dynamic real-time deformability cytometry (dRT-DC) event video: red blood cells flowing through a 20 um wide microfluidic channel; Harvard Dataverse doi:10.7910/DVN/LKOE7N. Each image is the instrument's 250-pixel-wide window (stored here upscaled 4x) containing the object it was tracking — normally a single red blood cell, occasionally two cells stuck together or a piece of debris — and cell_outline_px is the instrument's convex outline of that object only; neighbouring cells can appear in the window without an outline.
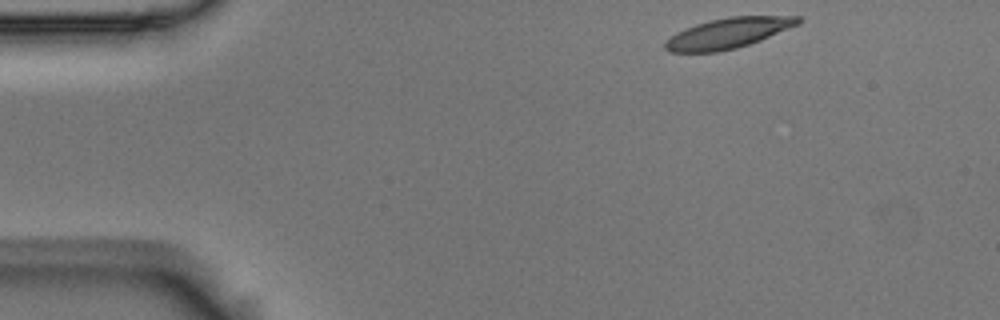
{"species": "Egyptian fruit bat (a non-hibernating species)", "species_latin": "Rousettus aegyptiacus", "temperature_condition": "room temperature", "stored_images_in_passage": 50, "camera_frame_rate_fps": 3000, "um_per_image_px": 0.085, "animal": {"sex": "male"}, "frame": {"image": 1, "passage_image": 1, "time_ms": 0.0, "image_size_px": [1000, 320], "cell_outline_px": [[804, 20], [800, 24], [760, 40], [736, 48], [716, 52], [668, 52], [664, 48], [664, 44], [676, 32], [696, 24], [712, 20], [732, 16], [800, 16]], "centroid_in_image_um": [61.93, 2.81], "position_along_channel_um": 23.1, "area_um2": 23.35}}
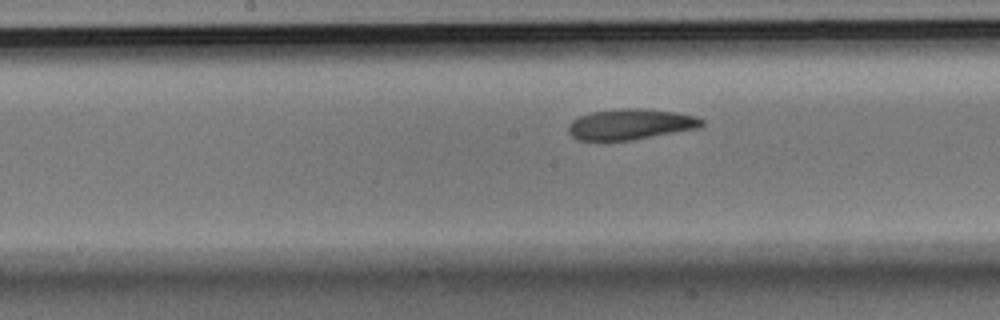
{"frame": {"image": 2, "passage_image": 22, "time_ms": 7.0, "image_size_px": [1000, 320], "cell_outline_px": [[704, 124], [700, 128], [632, 140], [580, 140], [572, 136], [568, 132], [568, 124], [572, 120], [580, 116], [592, 112], [620, 108], [640, 108], [676, 112], [696, 116], [704, 120]], "centroid_in_image_um": [53.62, 10.56], "position_along_channel_um": 194.6, "area_um2": 23.93}}
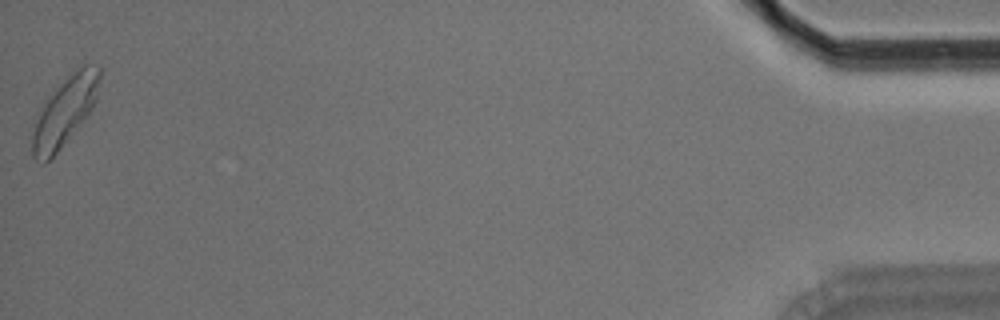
{"frame": {"image": 3, "passage_image": 50, "time_ms": 16.333, "image_size_px": [1000, 320], "cell_outline_px": [[104, 68], [96, 100], [92, 108], [60, 148], [44, 164], [36, 160], [32, 156], [32, 132], [36, 112], [56, 88], [68, 76], [84, 64], [88, 64]], "centroid_in_image_um": [5.5, 9.44], "position_along_channel_um": 429.7, "area_um2": 26.76}, "authors_computed_cell_mechanics": {"area_um2": 24.0737, "velocity_mm_per_s": 3.5456, "shape_relaxation_time_tau1_ms": 4.9394, "shape_relaxation_time_tau2_ms": 3.35, "deformation_change_tau1": 0.1566, "deformation_change_tau2": 0.0981}}